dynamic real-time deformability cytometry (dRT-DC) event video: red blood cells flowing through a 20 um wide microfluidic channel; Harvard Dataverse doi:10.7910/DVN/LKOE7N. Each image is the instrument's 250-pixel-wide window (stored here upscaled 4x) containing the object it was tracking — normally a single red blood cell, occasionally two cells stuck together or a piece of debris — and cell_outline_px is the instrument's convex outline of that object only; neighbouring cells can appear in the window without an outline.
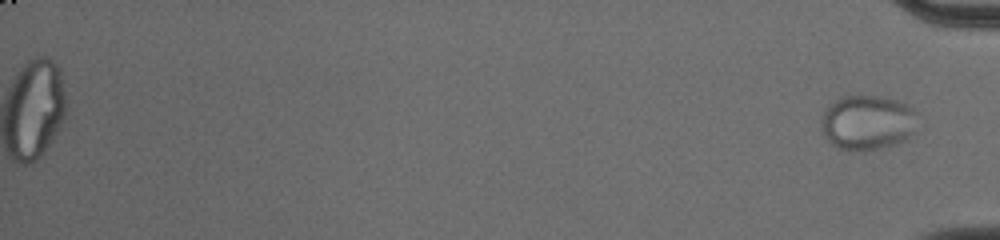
{"species": "common noctule bat (a hibernating species)", "species_latin": "Nyctalus noctula", "temperature_condition": "cold", "stored_images_in_passage": 49, "segment_of_instrument_passage": [2, 2], "camera_frame_rate_fps": 3000, "um_per_image_px": 0.085, "animal": {"sex": "male", "body_mass_g": 20.0, "forearm_length_mm": 53.3}, "frame": {"image": 1, "passage_image": 49, "time_ms": 16.0, "image_size_px": [1000, 240], "cell_outline_px": [[916, 112], [912, 132], [904, 140], [896, 144], [864, 152], [856, 152], [836, 148], [824, 136], [820, 120], [828, 104], [840, 96], [884, 96], [908, 104]], "centroid_in_image_um": [73.68, 10.42], "position_along_channel_um": 361.5, "area_um2": 31.04}}